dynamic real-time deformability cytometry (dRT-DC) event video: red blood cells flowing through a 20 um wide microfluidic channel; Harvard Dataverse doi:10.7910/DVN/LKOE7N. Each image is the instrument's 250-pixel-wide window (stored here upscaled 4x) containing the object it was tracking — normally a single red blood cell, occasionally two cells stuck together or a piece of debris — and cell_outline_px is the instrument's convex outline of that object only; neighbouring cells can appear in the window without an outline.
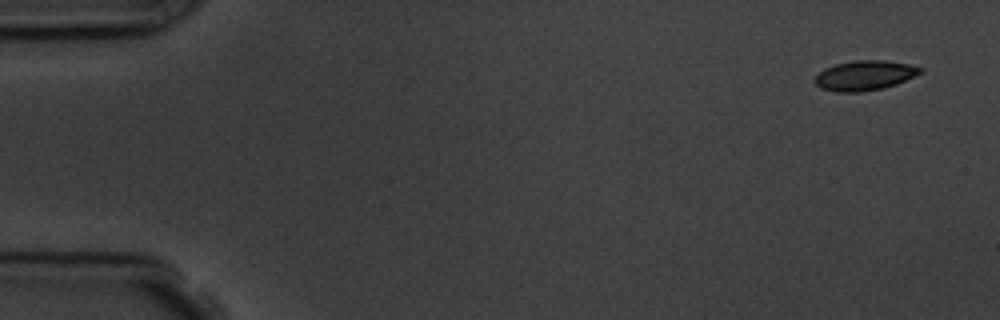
{"species": "common noctule bat (a hibernating species)", "species_latin": "Nyctalus noctula", "temperature_condition": "room temperature", "stored_images_in_passage": 5, "segment_of_instrument_passage": [1, 2], "camera_frame_rate_fps": 3000, "um_per_image_px": 0.085, "animal": {"sex": "male", "body_mass_g": 19.5, "forearm_length_mm": 54.6}, "frame": {"image": 1, "passage_image": 1, "time_ms": 0.0, "image_size_px": [1000, 320], "cell_outline_px": [[924, 68], [920, 72], [896, 84], [884, 88], [860, 92], [836, 92], [820, 88], [812, 80], [824, 68], [836, 64], [856, 60], [884, 60], [908, 64]], "centroid_in_image_um": [73.44, 6.42], "position_along_channel_um": 11.6, "area_um2": 18.21}}
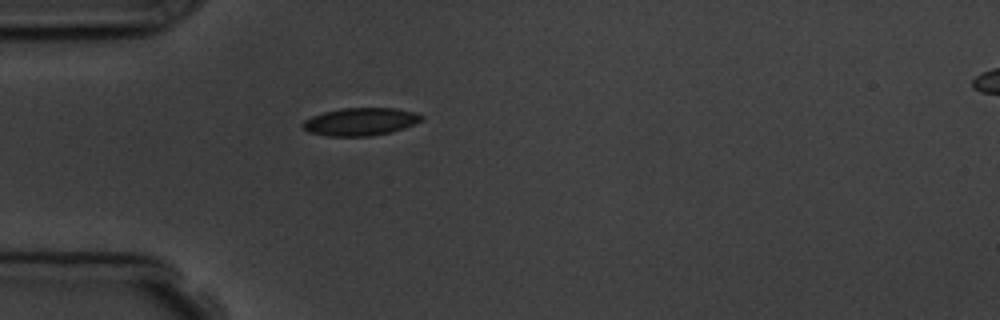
{"frame": {"image": 2, "passage_image": 4, "time_ms": 4.333, "image_size_px": [1000, 320], "cell_outline_px": [[424, 120], [404, 128], [388, 132], [368, 136], [328, 136], [308, 132], [300, 124], [304, 120], [312, 116], [324, 112], [344, 108], [396, 108], [412, 112], [424, 116]], "centroid_in_image_um": [30.62, 10.34], "position_along_channel_um": 54.4, "area_um2": 19.07}}